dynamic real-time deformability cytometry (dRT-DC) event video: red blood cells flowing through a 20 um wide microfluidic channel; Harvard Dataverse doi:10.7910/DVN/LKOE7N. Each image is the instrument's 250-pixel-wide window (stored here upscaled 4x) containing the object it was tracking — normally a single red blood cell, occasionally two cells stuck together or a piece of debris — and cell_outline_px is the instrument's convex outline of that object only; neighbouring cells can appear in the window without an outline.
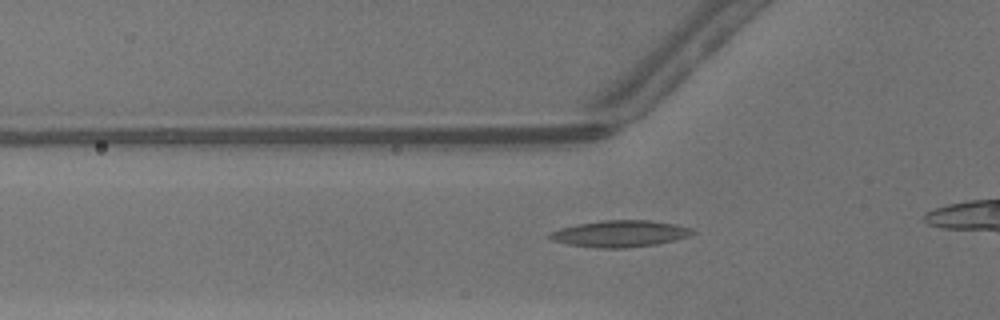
{"species": "common noctule bat (a hibernating species)", "species_latin": "Nyctalus noctula", "temperature_condition": "warm", "stored_images_in_passage": 24, "camera_frame_rate_fps": 3000, "um_per_image_px": 0.085, "animal": {"sex": "male", "body_mass_g": 13.3}, "frame": {"image": 1, "passage_image": 7, "time_ms": 2.0, "image_size_px": [1000, 320], "cell_outline_px": [[696, 232], [688, 236], [676, 240], [656, 244], [628, 248], [596, 248], [568, 244], [552, 240], [548, 236], [552, 232], [560, 228], [576, 224], [604, 220], [648, 220], [676, 224], [692, 228]], "centroid_in_image_um": [52.72, 19.86], "position_along_channel_um": 73.1, "area_um2": 22.14}}
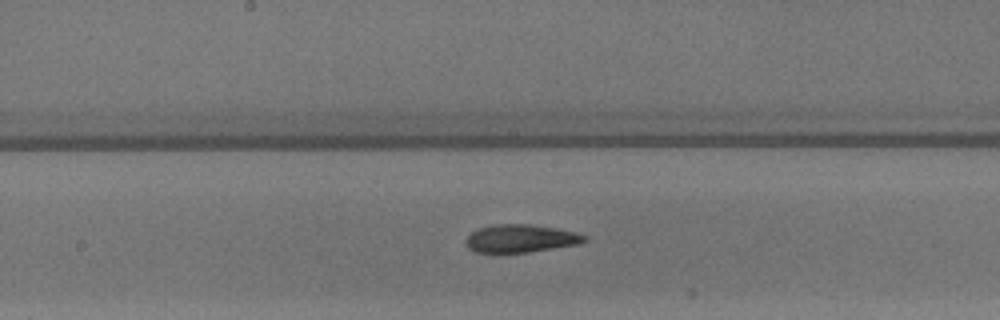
{"frame": {"image": 2, "passage_image": 16, "time_ms": 5.0, "image_size_px": [1000, 320], "cell_outline_px": [[588, 240], [576, 244], [528, 252], [476, 252], [468, 248], [464, 240], [472, 232], [480, 228], [492, 224], [528, 224], [556, 228], [576, 232], [588, 236]], "centroid_in_image_um": [44.25, 20.26], "position_along_channel_um": 203.9, "area_um2": 19.13}}
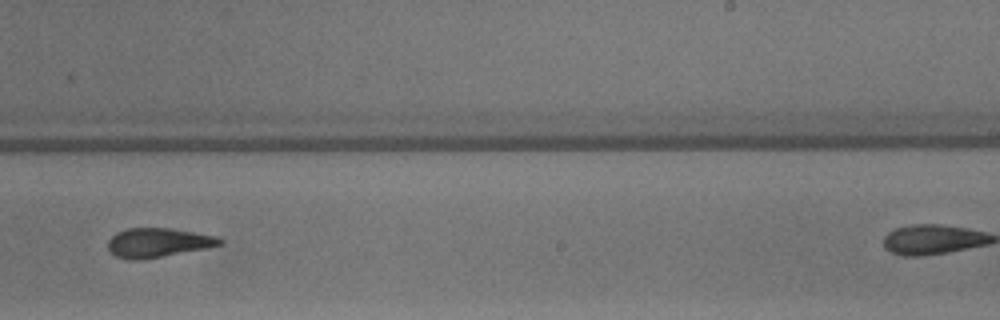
{"frame": {"image": 3, "passage_image": 21, "time_ms": 6.667, "image_size_px": [1000, 320], "cell_outline_px": [[224, 244], [204, 248], [160, 256], [136, 260], [128, 260], [116, 256], [108, 248], [108, 240], [116, 232], [128, 228], [168, 228], [216, 236], [224, 240]], "centroid_in_image_um": [13.4, 20.61], "position_along_channel_um": 275.6, "area_um2": 18.67}}